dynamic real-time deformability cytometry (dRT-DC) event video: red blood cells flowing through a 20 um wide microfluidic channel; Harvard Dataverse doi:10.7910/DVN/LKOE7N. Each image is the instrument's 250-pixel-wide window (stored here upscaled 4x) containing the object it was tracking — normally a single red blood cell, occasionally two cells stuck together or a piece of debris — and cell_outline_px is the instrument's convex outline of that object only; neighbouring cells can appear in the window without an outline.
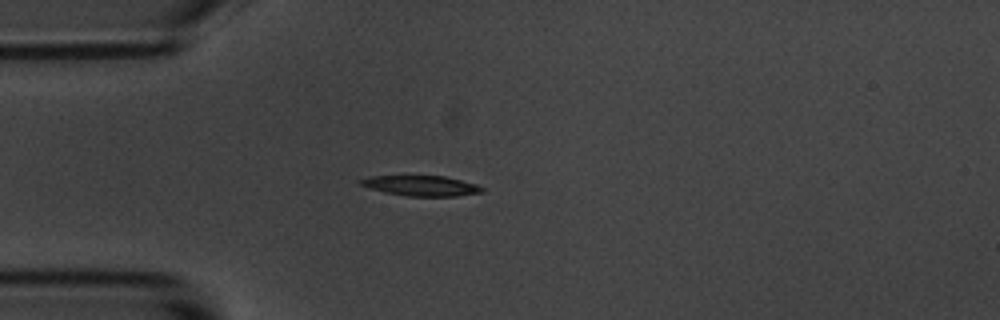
{"species": "common noctule bat (a hibernating species)", "species_latin": "Nyctalus noctula", "temperature_condition": "room temperature", "stored_images_in_passage": 2, "camera_frame_rate_fps": 3000, "um_per_image_px": 0.085, "animal": {"sex": "male", "body_mass_g": 20.1, "forearm_length_mm": 53.5}, "frame": {"image": 1, "passage_image": 1, "time_ms": 0.0, "image_size_px": [1000, 320], "cell_outline_px": [[484, 192], [456, 196], [408, 196], [388, 192], [372, 188], [360, 184], [356, 180], [368, 176], [444, 176], [476, 184], [484, 188]], "centroid_in_image_um": [35.82, 15.78], "position_along_channel_um": 49.2, "area_um2": 14.16}}